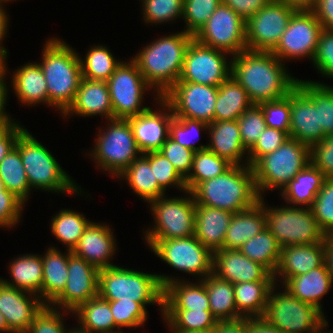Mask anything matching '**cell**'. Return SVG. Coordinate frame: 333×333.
<instances>
[{"mask_svg": "<svg viewBox=\"0 0 333 333\" xmlns=\"http://www.w3.org/2000/svg\"><path fill=\"white\" fill-rule=\"evenodd\" d=\"M68 333H90V332H88V331H85V330H83V329H81V328H78L77 330L75 329H73L72 331H70V332H68Z\"/></svg>", "mask_w": 333, "mask_h": 333, "instance_id": "cell-74", "label": "cell"}, {"mask_svg": "<svg viewBox=\"0 0 333 333\" xmlns=\"http://www.w3.org/2000/svg\"><path fill=\"white\" fill-rule=\"evenodd\" d=\"M146 240L153 252L175 269L205 277L213 273V252L195 236Z\"/></svg>", "mask_w": 333, "mask_h": 333, "instance_id": "cell-11", "label": "cell"}, {"mask_svg": "<svg viewBox=\"0 0 333 333\" xmlns=\"http://www.w3.org/2000/svg\"><path fill=\"white\" fill-rule=\"evenodd\" d=\"M82 78L107 81L121 64L104 46L93 47L83 62L80 59Z\"/></svg>", "mask_w": 333, "mask_h": 333, "instance_id": "cell-46", "label": "cell"}, {"mask_svg": "<svg viewBox=\"0 0 333 333\" xmlns=\"http://www.w3.org/2000/svg\"><path fill=\"white\" fill-rule=\"evenodd\" d=\"M325 261V243L287 245L282 247L278 267L274 273L283 276L284 283L320 267Z\"/></svg>", "mask_w": 333, "mask_h": 333, "instance_id": "cell-24", "label": "cell"}, {"mask_svg": "<svg viewBox=\"0 0 333 333\" xmlns=\"http://www.w3.org/2000/svg\"><path fill=\"white\" fill-rule=\"evenodd\" d=\"M0 177L6 189L24 203L30 185L20 153L15 147L0 162Z\"/></svg>", "mask_w": 333, "mask_h": 333, "instance_id": "cell-43", "label": "cell"}, {"mask_svg": "<svg viewBox=\"0 0 333 333\" xmlns=\"http://www.w3.org/2000/svg\"><path fill=\"white\" fill-rule=\"evenodd\" d=\"M273 289L274 286L270 290L261 318L282 333H317L327 326L322 311L317 307L300 301L287 290L272 295Z\"/></svg>", "mask_w": 333, "mask_h": 333, "instance_id": "cell-8", "label": "cell"}, {"mask_svg": "<svg viewBox=\"0 0 333 333\" xmlns=\"http://www.w3.org/2000/svg\"><path fill=\"white\" fill-rule=\"evenodd\" d=\"M4 80H2L0 82V125H10L12 124L11 120L8 118V116L6 115V113L3 111L4 110V105L6 102V94H7V88H6V84L3 82Z\"/></svg>", "mask_w": 333, "mask_h": 333, "instance_id": "cell-69", "label": "cell"}, {"mask_svg": "<svg viewBox=\"0 0 333 333\" xmlns=\"http://www.w3.org/2000/svg\"><path fill=\"white\" fill-rule=\"evenodd\" d=\"M67 255L60 254L55 248H49L42 258L43 264V284L41 289V299L52 304V302L63 292L68 279V259Z\"/></svg>", "mask_w": 333, "mask_h": 333, "instance_id": "cell-34", "label": "cell"}, {"mask_svg": "<svg viewBox=\"0 0 333 333\" xmlns=\"http://www.w3.org/2000/svg\"><path fill=\"white\" fill-rule=\"evenodd\" d=\"M288 138L289 135L286 132L267 127L248 150L250 157L247 165L252 167L262 156L277 150Z\"/></svg>", "mask_w": 333, "mask_h": 333, "instance_id": "cell-56", "label": "cell"}, {"mask_svg": "<svg viewBox=\"0 0 333 333\" xmlns=\"http://www.w3.org/2000/svg\"><path fill=\"white\" fill-rule=\"evenodd\" d=\"M287 6L300 11H312L315 8L317 0H280Z\"/></svg>", "mask_w": 333, "mask_h": 333, "instance_id": "cell-67", "label": "cell"}, {"mask_svg": "<svg viewBox=\"0 0 333 333\" xmlns=\"http://www.w3.org/2000/svg\"><path fill=\"white\" fill-rule=\"evenodd\" d=\"M106 132L98 134L93 157L101 168L120 176L142 152L128 120L111 119ZM103 134V135H102Z\"/></svg>", "mask_w": 333, "mask_h": 333, "instance_id": "cell-10", "label": "cell"}, {"mask_svg": "<svg viewBox=\"0 0 333 333\" xmlns=\"http://www.w3.org/2000/svg\"><path fill=\"white\" fill-rule=\"evenodd\" d=\"M194 36L185 31L158 39L133 58L151 88L162 97L178 80L185 54Z\"/></svg>", "mask_w": 333, "mask_h": 333, "instance_id": "cell-3", "label": "cell"}, {"mask_svg": "<svg viewBox=\"0 0 333 333\" xmlns=\"http://www.w3.org/2000/svg\"><path fill=\"white\" fill-rule=\"evenodd\" d=\"M194 39L205 46L239 54L246 50V21L221 3Z\"/></svg>", "mask_w": 333, "mask_h": 333, "instance_id": "cell-13", "label": "cell"}, {"mask_svg": "<svg viewBox=\"0 0 333 333\" xmlns=\"http://www.w3.org/2000/svg\"><path fill=\"white\" fill-rule=\"evenodd\" d=\"M312 11L323 29H333V0H317Z\"/></svg>", "mask_w": 333, "mask_h": 333, "instance_id": "cell-64", "label": "cell"}, {"mask_svg": "<svg viewBox=\"0 0 333 333\" xmlns=\"http://www.w3.org/2000/svg\"><path fill=\"white\" fill-rule=\"evenodd\" d=\"M2 4L0 5V41L3 40V37L6 33V27H7V18L5 11L2 9ZM1 43V42H0ZM7 52L6 49L0 46V56H6Z\"/></svg>", "mask_w": 333, "mask_h": 333, "instance_id": "cell-70", "label": "cell"}, {"mask_svg": "<svg viewBox=\"0 0 333 333\" xmlns=\"http://www.w3.org/2000/svg\"><path fill=\"white\" fill-rule=\"evenodd\" d=\"M327 178L310 162L284 188L282 196L293 204L310 207Z\"/></svg>", "mask_w": 333, "mask_h": 333, "instance_id": "cell-35", "label": "cell"}, {"mask_svg": "<svg viewBox=\"0 0 333 333\" xmlns=\"http://www.w3.org/2000/svg\"><path fill=\"white\" fill-rule=\"evenodd\" d=\"M208 128V124L199 120L184 117H173L169 124V136L183 147L189 148L194 152L206 150L208 146L195 147L191 143L192 132L199 134L200 129ZM188 135L190 138H188Z\"/></svg>", "mask_w": 333, "mask_h": 333, "instance_id": "cell-55", "label": "cell"}, {"mask_svg": "<svg viewBox=\"0 0 333 333\" xmlns=\"http://www.w3.org/2000/svg\"><path fill=\"white\" fill-rule=\"evenodd\" d=\"M208 293L209 305L218 322L237 321L243 317L236 308L234 284L219 278L214 273L201 280Z\"/></svg>", "mask_w": 333, "mask_h": 333, "instance_id": "cell-32", "label": "cell"}, {"mask_svg": "<svg viewBox=\"0 0 333 333\" xmlns=\"http://www.w3.org/2000/svg\"><path fill=\"white\" fill-rule=\"evenodd\" d=\"M106 82L111 96L113 119L127 120L149 108H140L142 94L149 85L133 59L128 64L121 62Z\"/></svg>", "mask_w": 333, "mask_h": 333, "instance_id": "cell-14", "label": "cell"}, {"mask_svg": "<svg viewBox=\"0 0 333 333\" xmlns=\"http://www.w3.org/2000/svg\"><path fill=\"white\" fill-rule=\"evenodd\" d=\"M297 84L312 98L319 109V125L327 136L333 134V88L313 81L298 80Z\"/></svg>", "mask_w": 333, "mask_h": 333, "instance_id": "cell-47", "label": "cell"}, {"mask_svg": "<svg viewBox=\"0 0 333 333\" xmlns=\"http://www.w3.org/2000/svg\"><path fill=\"white\" fill-rule=\"evenodd\" d=\"M125 177L130 187L146 201H153L164 195V189L159 185L149 161L140 156L120 174Z\"/></svg>", "mask_w": 333, "mask_h": 333, "instance_id": "cell-40", "label": "cell"}, {"mask_svg": "<svg viewBox=\"0 0 333 333\" xmlns=\"http://www.w3.org/2000/svg\"><path fill=\"white\" fill-rule=\"evenodd\" d=\"M231 166L226 159L208 149L194 152L192 173L185 178L186 193L191 192L199 183L223 174Z\"/></svg>", "mask_w": 333, "mask_h": 333, "instance_id": "cell-42", "label": "cell"}, {"mask_svg": "<svg viewBox=\"0 0 333 333\" xmlns=\"http://www.w3.org/2000/svg\"><path fill=\"white\" fill-rule=\"evenodd\" d=\"M190 198L164 199L151 201L156 226L146 231L145 239H177L194 236L196 203L191 192Z\"/></svg>", "mask_w": 333, "mask_h": 333, "instance_id": "cell-12", "label": "cell"}, {"mask_svg": "<svg viewBox=\"0 0 333 333\" xmlns=\"http://www.w3.org/2000/svg\"><path fill=\"white\" fill-rule=\"evenodd\" d=\"M168 325L175 331H214L218 320L211 311L162 309Z\"/></svg>", "mask_w": 333, "mask_h": 333, "instance_id": "cell-44", "label": "cell"}, {"mask_svg": "<svg viewBox=\"0 0 333 333\" xmlns=\"http://www.w3.org/2000/svg\"><path fill=\"white\" fill-rule=\"evenodd\" d=\"M281 245L271 232L264 228L258 235L246 241L238 250L250 260L264 266L274 275L280 260Z\"/></svg>", "mask_w": 333, "mask_h": 333, "instance_id": "cell-38", "label": "cell"}, {"mask_svg": "<svg viewBox=\"0 0 333 333\" xmlns=\"http://www.w3.org/2000/svg\"><path fill=\"white\" fill-rule=\"evenodd\" d=\"M213 273L232 284L250 281H274L273 274L261 264L250 260L238 249L214 251Z\"/></svg>", "mask_w": 333, "mask_h": 333, "instance_id": "cell-21", "label": "cell"}, {"mask_svg": "<svg viewBox=\"0 0 333 333\" xmlns=\"http://www.w3.org/2000/svg\"><path fill=\"white\" fill-rule=\"evenodd\" d=\"M208 129L212 141L207 145V149L232 165H241V157L248 150L242 144L237 120L213 121L208 124Z\"/></svg>", "mask_w": 333, "mask_h": 333, "instance_id": "cell-30", "label": "cell"}, {"mask_svg": "<svg viewBox=\"0 0 333 333\" xmlns=\"http://www.w3.org/2000/svg\"><path fill=\"white\" fill-rule=\"evenodd\" d=\"M173 333H214V331H173Z\"/></svg>", "mask_w": 333, "mask_h": 333, "instance_id": "cell-73", "label": "cell"}, {"mask_svg": "<svg viewBox=\"0 0 333 333\" xmlns=\"http://www.w3.org/2000/svg\"><path fill=\"white\" fill-rule=\"evenodd\" d=\"M52 233L72 251L91 222L80 213L61 210L51 222Z\"/></svg>", "mask_w": 333, "mask_h": 333, "instance_id": "cell-45", "label": "cell"}, {"mask_svg": "<svg viewBox=\"0 0 333 333\" xmlns=\"http://www.w3.org/2000/svg\"><path fill=\"white\" fill-rule=\"evenodd\" d=\"M325 264L330 273V276L333 278V236L327 235L325 240Z\"/></svg>", "mask_w": 333, "mask_h": 333, "instance_id": "cell-68", "label": "cell"}, {"mask_svg": "<svg viewBox=\"0 0 333 333\" xmlns=\"http://www.w3.org/2000/svg\"><path fill=\"white\" fill-rule=\"evenodd\" d=\"M218 87L190 82H176L162 98L174 117L195 119L207 124L214 121Z\"/></svg>", "mask_w": 333, "mask_h": 333, "instance_id": "cell-17", "label": "cell"}, {"mask_svg": "<svg viewBox=\"0 0 333 333\" xmlns=\"http://www.w3.org/2000/svg\"><path fill=\"white\" fill-rule=\"evenodd\" d=\"M98 295L107 301L158 303L163 308L164 289L158 276L112 266L99 270Z\"/></svg>", "mask_w": 333, "mask_h": 333, "instance_id": "cell-5", "label": "cell"}, {"mask_svg": "<svg viewBox=\"0 0 333 333\" xmlns=\"http://www.w3.org/2000/svg\"><path fill=\"white\" fill-rule=\"evenodd\" d=\"M61 40L46 42L40 65L47 84L48 105L64 113L73 103L82 79L80 57Z\"/></svg>", "mask_w": 333, "mask_h": 333, "instance_id": "cell-4", "label": "cell"}, {"mask_svg": "<svg viewBox=\"0 0 333 333\" xmlns=\"http://www.w3.org/2000/svg\"><path fill=\"white\" fill-rule=\"evenodd\" d=\"M243 146L249 150L267 128L262 109L258 104H253L246 109L237 119Z\"/></svg>", "mask_w": 333, "mask_h": 333, "instance_id": "cell-50", "label": "cell"}, {"mask_svg": "<svg viewBox=\"0 0 333 333\" xmlns=\"http://www.w3.org/2000/svg\"><path fill=\"white\" fill-rule=\"evenodd\" d=\"M82 324L81 329L90 333H122L113 332L117 327L111 313L109 301L99 295L82 304L75 312ZM112 331V332H111Z\"/></svg>", "mask_w": 333, "mask_h": 333, "instance_id": "cell-41", "label": "cell"}, {"mask_svg": "<svg viewBox=\"0 0 333 333\" xmlns=\"http://www.w3.org/2000/svg\"><path fill=\"white\" fill-rule=\"evenodd\" d=\"M7 126H9V125H0V130L7 127Z\"/></svg>", "mask_w": 333, "mask_h": 333, "instance_id": "cell-75", "label": "cell"}, {"mask_svg": "<svg viewBox=\"0 0 333 333\" xmlns=\"http://www.w3.org/2000/svg\"><path fill=\"white\" fill-rule=\"evenodd\" d=\"M24 130L14 122L0 130V162L15 147L17 138Z\"/></svg>", "mask_w": 333, "mask_h": 333, "instance_id": "cell-63", "label": "cell"}, {"mask_svg": "<svg viewBox=\"0 0 333 333\" xmlns=\"http://www.w3.org/2000/svg\"><path fill=\"white\" fill-rule=\"evenodd\" d=\"M310 161V147L289 137L277 150L262 156L252 166L259 196L264 189L284 188Z\"/></svg>", "mask_w": 333, "mask_h": 333, "instance_id": "cell-7", "label": "cell"}, {"mask_svg": "<svg viewBox=\"0 0 333 333\" xmlns=\"http://www.w3.org/2000/svg\"><path fill=\"white\" fill-rule=\"evenodd\" d=\"M149 161L159 185L165 190L169 185H176L187 191L185 178L176 170L172 163L159 151L143 153ZM173 183V184H172Z\"/></svg>", "mask_w": 333, "mask_h": 333, "instance_id": "cell-51", "label": "cell"}, {"mask_svg": "<svg viewBox=\"0 0 333 333\" xmlns=\"http://www.w3.org/2000/svg\"><path fill=\"white\" fill-rule=\"evenodd\" d=\"M158 151L172 163L184 178L189 175L192 169L194 151L183 147L170 136Z\"/></svg>", "mask_w": 333, "mask_h": 333, "instance_id": "cell-57", "label": "cell"}, {"mask_svg": "<svg viewBox=\"0 0 333 333\" xmlns=\"http://www.w3.org/2000/svg\"><path fill=\"white\" fill-rule=\"evenodd\" d=\"M231 76L246 90L253 104L285 97L297 85L271 51L244 50L233 55Z\"/></svg>", "mask_w": 333, "mask_h": 333, "instance_id": "cell-1", "label": "cell"}, {"mask_svg": "<svg viewBox=\"0 0 333 333\" xmlns=\"http://www.w3.org/2000/svg\"><path fill=\"white\" fill-rule=\"evenodd\" d=\"M296 10L280 0H271L246 20V49L272 51L286 31Z\"/></svg>", "mask_w": 333, "mask_h": 333, "instance_id": "cell-15", "label": "cell"}, {"mask_svg": "<svg viewBox=\"0 0 333 333\" xmlns=\"http://www.w3.org/2000/svg\"><path fill=\"white\" fill-rule=\"evenodd\" d=\"M221 3L222 0H184L182 17L187 24L185 32L194 36Z\"/></svg>", "mask_w": 333, "mask_h": 333, "instance_id": "cell-48", "label": "cell"}, {"mask_svg": "<svg viewBox=\"0 0 333 333\" xmlns=\"http://www.w3.org/2000/svg\"><path fill=\"white\" fill-rule=\"evenodd\" d=\"M311 163L327 178H333V134L310 148Z\"/></svg>", "mask_w": 333, "mask_h": 333, "instance_id": "cell-58", "label": "cell"}, {"mask_svg": "<svg viewBox=\"0 0 333 333\" xmlns=\"http://www.w3.org/2000/svg\"><path fill=\"white\" fill-rule=\"evenodd\" d=\"M67 272L66 286L52 303L75 312L82 304L98 296L99 269L69 251Z\"/></svg>", "mask_w": 333, "mask_h": 333, "instance_id": "cell-19", "label": "cell"}, {"mask_svg": "<svg viewBox=\"0 0 333 333\" xmlns=\"http://www.w3.org/2000/svg\"><path fill=\"white\" fill-rule=\"evenodd\" d=\"M290 107L289 137L310 148L321 142L326 135L319 125V109L298 84L290 91Z\"/></svg>", "mask_w": 333, "mask_h": 333, "instance_id": "cell-20", "label": "cell"}, {"mask_svg": "<svg viewBox=\"0 0 333 333\" xmlns=\"http://www.w3.org/2000/svg\"><path fill=\"white\" fill-rule=\"evenodd\" d=\"M234 213L196 203L194 236L212 252L223 247Z\"/></svg>", "mask_w": 333, "mask_h": 333, "instance_id": "cell-28", "label": "cell"}, {"mask_svg": "<svg viewBox=\"0 0 333 333\" xmlns=\"http://www.w3.org/2000/svg\"><path fill=\"white\" fill-rule=\"evenodd\" d=\"M245 333H282L261 317L245 318Z\"/></svg>", "mask_w": 333, "mask_h": 333, "instance_id": "cell-65", "label": "cell"}, {"mask_svg": "<svg viewBox=\"0 0 333 333\" xmlns=\"http://www.w3.org/2000/svg\"><path fill=\"white\" fill-rule=\"evenodd\" d=\"M312 61L320 73L333 78V29L322 30Z\"/></svg>", "mask_w": 333, "mask_h": 333, "instance_id": "cell-60", "label": "cell"}, {"mask_svg": "<svg viewBox=\"0 0 333 333\" xmlns=\"http://www.w3.org/2000/svg\"><path fill=\"white\" fill-rule=\"evenodd\" d=\"M105 225L91 222L86 228L72 253L94 265L99 270L115 266L109 257L115 250L113 234Z\"/></svg>", "mask_w": 333, "mask_h": 333, "instance_id": "cell-25", "label": "cell"}, {"mask_svg": "<svg viewBox=\"0 0 333 333\" xmlns=\"http://www.w3.org/2000/svg\"><path fill=\"white\" fill-rule=\"evenodd\" d=\"M241 166L232 165L223 174L199 183L191 191L195 203L238 213L259 202L253 169Z\"/></svg>", "mask_w": 333, "mask_h": 333, "instance_id": "cell-2", "label": "cell"}, {"mask_svg": "<svg viewBox=\"0 0 333 333\" xmlns=\"http://www.w3.org/2000/svg\"><path fill=\"white\" fill-rule=\"evenodd\" d=\"M270 1L271 0H222V3L231 8L246 21Z\"/></svg>", "mask_w": 333, "mask_h": 333, "instance_id": "cell-62", "label": "cell"}, {"mask_svg": "<svg viewBox=\"0 0 333 333\" xmlns=\"http://www.w3.org/2000/svg\"><path fill=\"white\" fill-rule=\"evenodd\" d=\"M164 289L163 309L211 311L205 284L181 283L170 277L157 275Z\"/></svg>", "mask_w": 333, "mask_h": 333, "instance_id": "cell-26", "label": "cell"}, {"mask_svg": "<svg viewBox=\"0 0 333 333\" xmlns=\"http://www.w3.org/2000/svg\"><path fill=\"white\" fill-rule=\"evenodd\" d=\"M262 196L252 207L234 213L226 231L222 249H239L246 241L266 228Z\"/></svg>", "mask_w": 333, "mask_h": 333, "instance_id": "cell-29", "label": "cell"}, {"mask_svg": "<svg viewBox=\"0 0 333 333\" xmlns=\"http://www.w3.org/2000/svg\"><path fill=\"white\" fill-rule=\"evenodd\" d=\"M60 314L47 303L34 316V320L26 333H67Z\"/></svg>", "mask_w": 333, "mask_h": 333, "instance_id": "cell-59", "label": "cell"}, {"mask_svg": "<svg viewBox=\"0 0 333 333\" xmlns=\"http://www.w3.org/2000/svg\"><path fill=\"white\" fill-rule=\"evenodd\" d=\"M253 105L246 90L231 76L218 87L214 121H234Z\"/></svg>", "mask_w": 333, "mask_h": 333, "instance_id": "cell-33", "label": "cell"}, {"mask_svg": "<svg viewBox=\"0 0 333 333\" xmlns=\"http://www.w3.org/2000/svg\"><path fill=\"white\" fill-rule=\"evenodd\" d=\"M223 52L225 51L205 46L193 39L187 48L177 82L219 87L231 77L232 70V65H227Z\"/></svg>", "mask_w": 333, "mask_h": 333, "instance_id": "cell-16", "label": "cell"}, {"mask_svg": "<svg viewBox=\"0 0 333 333\" xmlns=\"http://www.w3.org/2000/svg\"><path fill=\"white\" fill-rule=\"evenodd\" d=\"M266 228L281 247L325 243L326 233L320 228L309 207L300 209L282 207L268 209L264 206Z\"/></svg>", "mask_w": 333, "mask_h": 333, "instance_id": "cell-9", "label": "cell"}, {"mask_svg": "<svg viewBox=\"0 0 333 333\" xmlns=\"http://www.w3.org/2000/svg\"><path fill=\"white\" fill-rule=\"evenodd\" d=\"M11 277L14 283L2 280L6 285L30 292L41 294L43 284L42 258L38 255H24L10 264Z\"/></svg>", "mask_w": 333, "mask_h": 333, "instance_id": "cell-39", "label": "cell"}, {"mask_svg": "<svg viewBox=\"0 0 333 333\" xmlns=\"http://www.w3.org/2000/svg\"><path fill=\"white\" fill-rule=\"evenodd\" d=\"M146 22L161 23L183 15L184 0H143Z\"/></svg>", "mask_w": 333, "mask_h": 333, "instance_id": "cell-54", "label": "cell"}, {"mask_svg": "<svg viewBox=\"0 0 333 333\" xmlns=\"http://www.w3.org/2000/svg\"><path fill=\"white\" fill-rule=\"evenodd\" d=\"M323 27L313 11L296 10L286 31L271 51L279 60L311 56L313 60ZM300 56V57H299ZM282 58V59H281Z\"/></svg>", "mask_w": 333, "mask_h": 333, "instance_id": "cell-18", "label": "cell"}, {"mask_svg": "<svg viewBox=\"0 0 333 333\" xmlns=\"http://www.w3.org/2000/svg\"><path fill=\"white\" fill-rule=\"evenodd\" d=\"M167 108L168 114L152 111L148 108L143 113L127 119L131 125L138 148L143 153L158 151L169 136V124L174 115L170 105L162 98H158Z\"/></svg>", "mask_w": 333, "mask_h": 333, "instance_id": "cell-23", "label": "cell"}, {"mask_svg": "<svg viewBox=\"0 0 333 333\" xmlns=\"http://www.w3.org/2000/svg\"><path fill=\"white\" fill-rule=\"evenodd\" d=\"M15 148L20 153L30 188L37 187L54 192L78 191V187H75L48 149L26 129L17 138Z\"/></svg>", "mask_w": 333, "mask_h": 333, "instance_id": "cell-6", "label": "cell"}, {"mask_svg": "<svg viewBox=\"0 0 333 333\" xmlns=\"http://www.w3.org/2000/svg\"><path fill=\"white\" fill-rule=\"evenodd\" d=\"M333 278L325 262L306 274L289 278L285 289L300 301L313 305L322 311L320 298L330 289Z\"/></svg>", "mask_w": 333, "mask_h": 333, "instance_id": "cell-31", "label": "cell"}, {"mask_svg": "<svg viewBox=\"0 0 333 333\" xmlns=\"http://www.w3.org/2000/svg\"><path fill=\"white\" fill-rule=\"evenodd\" d=\"M25 293L30 294L8 286L0 279V312L13 333H26L34 316L46 305L39 296L30 300Z\"/></svg>", "mask_w": 333, "mask_h": 333, "instance_id": "cell-22", "label": "cell"}, {"mask_svg": "<svg viewBox=\"0 0 333 333\" xmlns=\"http://www.w3.org/2000/svg\"><path fill=\"white\" fill-rule=\"evenodd\" d=\"M23 202L10 193L0 177V226H14L20 217Z\"/></svg>", "mask_w": 333, "mask_h": 333, "instance_id": "cell-61", "label": "cell"}, {"mask_svg": "<svg viewBox=\"0 0 333 333\" xmlns=\"http://www.w3.org/2000/svg\"><path fill=\"white\" fill-rule=\"evenodd\" d=\"M264 116V120L269 128H275L286 132L290 131V92L283 98L265 101L258 104Z\"/></svg>", "mask_w": 333, "mask_h": 333, "instance_id": "cell-52", "label": "cell"}, {"mask_svg": "<svg viewBox=\"0 0 333 333\" xmlns=\"http://www.w3.org/2000/svg\"><path fill=\"white\" fill-rule=\"evenodd\" d=\"M75 113L83 116L105 115L113 119V109L109 87L106 81L82 78L75 99L64 114ZM107 116V117H106Z\"/></svg>", "mask_w": 333, "mask_h": 333, "instance_id": "cell-27", "label": "cell"}, {"mask_svg": "<svg viewBox=\"0 0 333 333\" xmlns=\"http://www.w3.org/2000/svg\"><path fill=\"white\" fill-rule=\"evenodd\" d=\"M0 331L1 332H11L13 333L9 328H8V325L5 321V318H4V315L0 312Z\"/></svg>", "mask_w": 333, "mask_h": 333, "instance_id": "cell-71", "label": "cell"}, {"mask_svg": "<svg viewBox=\"0 0 333 333\" xmlns=\"http://www.w3.org/2000/svg\"><path fill=\"white\" fill-rule=\"evenodd\" d=\"M214 333H245V318L237 321L218 322Z\"/></svg>", "mask_w": 333, "mask_h": 333, "instance_id": "cell-66", "label": "cell"}, {"mask_svg": "<svg viewBox=\"0 0 333 333\" xmlns=\"http://www.w3.org/2000/svg\"><path fill=\"white\" fill-rule=\"evenodd\" d=\"M274 284L275 281H250L234 284L238 312L245 318L261 317ZM246 312L247 314H244Z\"/></svg>", "mask_w": 333, "mask_h": 333, "instance_id": "cell-36", "label": "cell"}, {"mask_svg": "<svg viewBox=\"0 0 333 333\" xmlns=\"http://www.w3.org/2000/svg\"><path fill=\"white\" fill-rule=\"evenodd\" d=\"M320 228L330 235L333 232V178L326 179L309 207Z\"/></svg>", "mask_w": 333, "mask_h": 333, "instance_id": "cell-49", "label": "cell"}, {"mask_svg": "<svg viewBox=\"0 0 333 333\" xmlns=\"http://www.w3.org/2000/svg\"><path fill=\"white\" fill-rule=\"evenodd\" d=\"M13 88L18 98L27 104L46 102L48 91L44 73L39 64H27L13 76Z\"/></svg>", "mask_w": 333, "mask_h": 333, "instance_id": "cell-37", "label": "cell"}, {"mask_svg": "<svg viewBox=\"0 0 333 333\" xmlns=\"http://www.w3.org/2000/svg\"><path fill=\"white\" fill-rule=\"evenodd\" d=\"M115 325L118 327H138L147 320L146 307L131 301H109Z\"/></svg>", "mask_w": 333, "mask_h": 333, "instance_id": "cell-53", "label": "cell"}, {"mask_svg": "<svg viewBox=\"0 0 333 333\" xmlns=\"http://www.w3.org/2000/svg\"><path fill=\"white\" fill-rule=\"evenodd\" d=\"M5 56H0V82L3 80V76H5L6 68L4 64Z\"/></svg>", "mask_w": 333, "mask_h": 333, "instance_id": "cell-72", "label": "cell"}]
</instances>
